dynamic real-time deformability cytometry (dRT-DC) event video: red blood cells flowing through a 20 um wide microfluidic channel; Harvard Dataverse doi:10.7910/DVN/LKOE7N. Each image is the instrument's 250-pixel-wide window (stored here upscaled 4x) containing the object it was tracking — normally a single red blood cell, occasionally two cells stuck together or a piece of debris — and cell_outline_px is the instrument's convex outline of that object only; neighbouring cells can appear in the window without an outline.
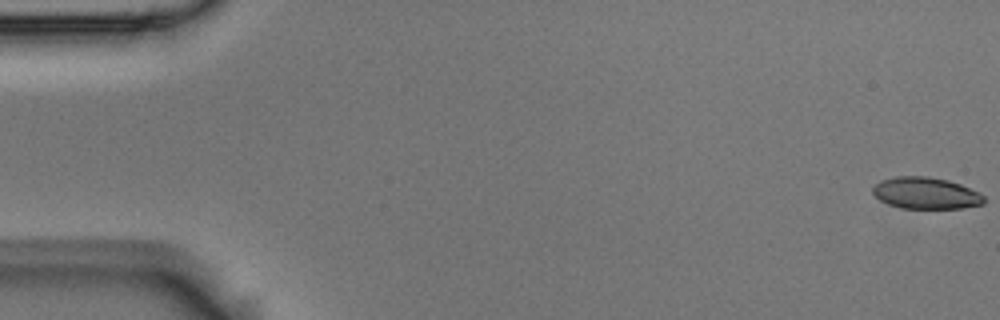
{"species": "Egyptian fruit bat (a non-hibernating species)", "species_latin": "Rousettus aegyptiacus", "temperature_condition": "room temperature", "stored_images_in_passage": 54, "camera_frame_rate_fps": 3000, "um_per_image_px": 0.085, "animal": {"sex": "male"}, "frame": {"image": 1, "passage_image": 1, "time_ms": 0.0, "image_size_px": [1000, 320], "cell_outline_px": [[984, 204], [964, 208], [900, 208], [888, 204], [880, 200], [872, 192], [872, 188], [880, 180], [896, 176], [928, 176], [948, 180], [960, 184], [980, 192], [984, 196]], "centroid_in_image_um": [78.7, 16.41], "position_along_channel_um": 6.3, "area_um2": 20.63}}
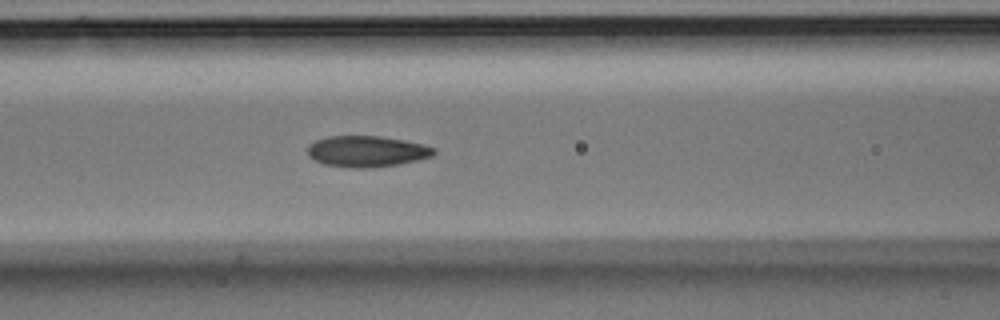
{"frame": {"image": 2, "passage_image": 23, "time_ms": 7.333, "image_size_px": [1000, 320], "cell_outline_px": [[436, 152], [432, 156], [416, 160], [396, 164], [372, 168], [352, 168], [324, 164], [308, 156], [308, 144], [316, 140], [328, 136], [380, 136], [404, 140], [424, 144], [436, 148]], "centroid_in_image_um": [31.18, 12.86], "position_along_channel_um": 135.4, "area_um2": 22.89}}
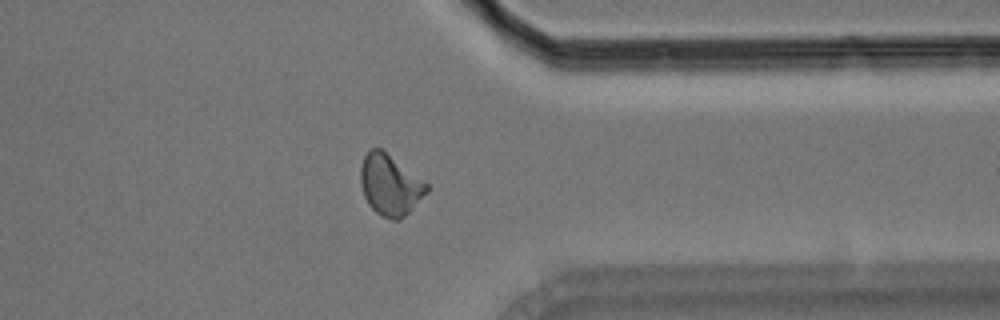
{"frame": {"image": 3, "passage_image": 43, "time_ms": 14.0, "image_size_px": [1000, 320], "cell_outline_px": [[428, 192], [400, 220], [392, 220], [376, 212], [368, 204], [364, 196], [360, 184], [360, 168], [364, 156], [372, 148], [380, 148], [428, 184]], "centroid_in_image_um": [33.13, 15.73], "position_along_channel_um": 378.3, "area_um2": 23.06}, "authors_computed_cell_mechanics": {"area_um2": 22.253, "velocity_mm_per_s": 3.7318, "shape_relaxation_time_tau1_ms": 8.1585, "shape_relaxation_time_tau2_ms": 2.0665, "deformation_change_tau1": 0.1669, "deformation_change_tau2": 0.0815}}